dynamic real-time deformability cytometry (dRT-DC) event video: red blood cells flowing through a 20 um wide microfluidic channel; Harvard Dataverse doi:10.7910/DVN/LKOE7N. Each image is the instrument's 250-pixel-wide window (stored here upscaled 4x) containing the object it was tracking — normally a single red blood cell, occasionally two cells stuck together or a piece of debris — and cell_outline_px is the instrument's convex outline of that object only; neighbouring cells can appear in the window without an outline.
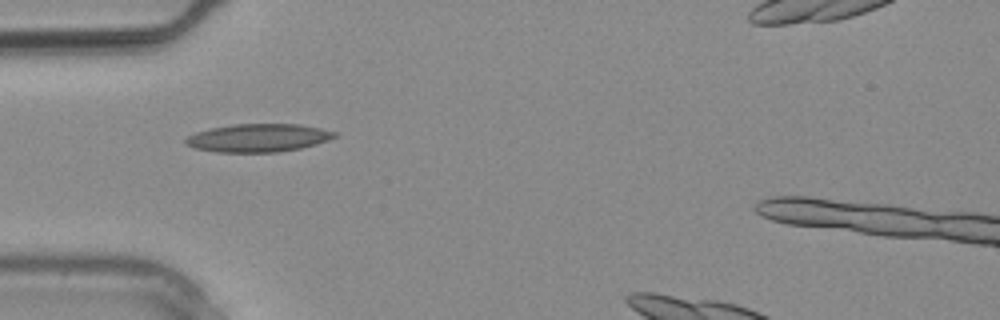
{"species": "common noctule bat (a hibernating species)", "species_latin": "Nyctalus noctula", "temperature_condition": "warm", "stored_images_in_passage": 3, "camera_frame_rate_fps": 3000, "um_per_image_px": 0.085, "animal": {"sex": "male", "body_mass_g": 20.4}, "frame": {"image": 1, "passage_image": 2, "time_ms": 0.333, "image_size_px": [1000, 320], "cell_outline_px": [[340, 136], [316, 144], [300, 148], [276, 152], [216, 152], [196, 148], [184, 144], [184, 140], [188, 136], [196, 132], [212, 128], [232, 124], [300, 124], [320, 128], [336, 132]], "centroid_in_image_um": [21.97, 11.71], "position_along_channel_um": 63.0, "area_um2": 24.39}}